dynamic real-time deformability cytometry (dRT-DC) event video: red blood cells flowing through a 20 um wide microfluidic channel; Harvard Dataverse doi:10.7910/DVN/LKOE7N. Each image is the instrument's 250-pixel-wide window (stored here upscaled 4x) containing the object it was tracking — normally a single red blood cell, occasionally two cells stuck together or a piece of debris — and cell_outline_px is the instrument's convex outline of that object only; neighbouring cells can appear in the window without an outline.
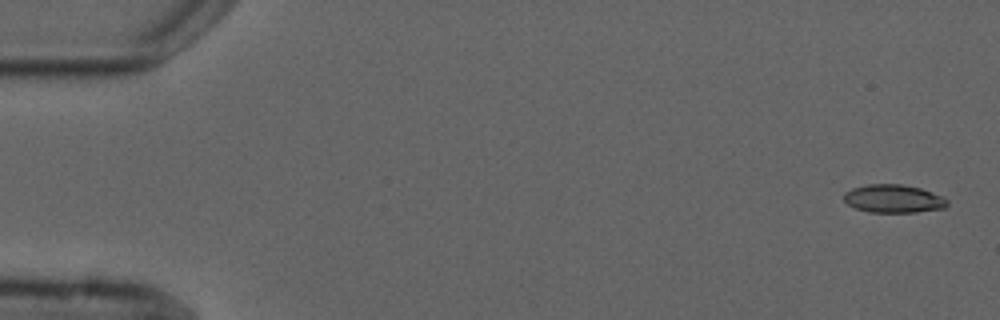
{"species": "common noctule bat (a hibernating species)", "species_latin": "Nyctalus noctula", "temperature_condition": "cold", "stored_images_in_passage": 5, "camera_frame_rate_fps": 3000, "um_per_image_px": 0.085, "animal": {"sex": "male", "forearm_length_mm": 52.5}, "frame": {"image": 1, "passage_image": 1, "time_ms": 0.0, "image_size_px": [1000, 320], "cell_outline_px": [[948, 204], [944, 208], [916, 212], [868, 212], [856, 208], [848, 204], [844, 200], [844, 192], [852, 188], [868, 184], [900, 184], [920, 188], [944, 196], [948, 200]], "centroid_in_image_um": [75.96, 16.89], "position_along_channel_um": 9.0, "area_um2": 16.99}}
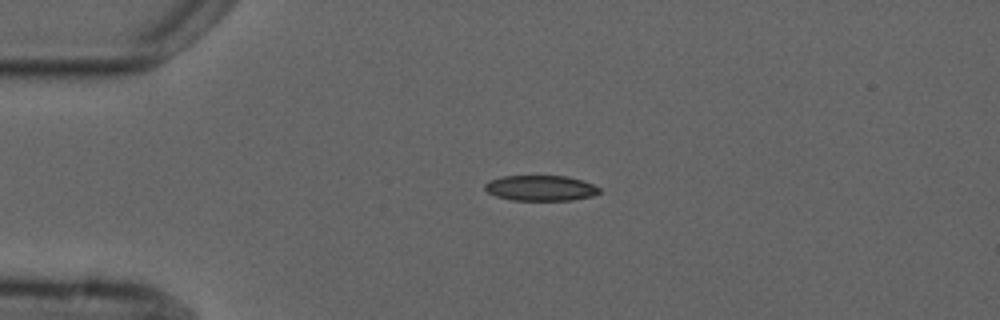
{"frame": {"image": 2, "passage_image": 4, "time_ms": 3.667, "image_size_px": [1000, 320], "cell_outline_px": [[600, 192], [592, 196], [572, 200], [512, 200], [496, 196], [488, 192], [484, 188], [484, 184], [488, 180], [500, 176], [568, 176], [592, 184], [600, 188]], "centroid_in_image_um": [45.92, 15.98], "position_along_channel_um": 39.1, "area_um2": 16.99}}